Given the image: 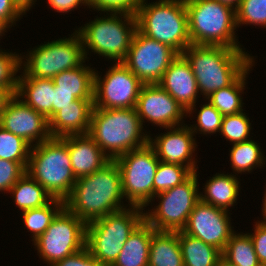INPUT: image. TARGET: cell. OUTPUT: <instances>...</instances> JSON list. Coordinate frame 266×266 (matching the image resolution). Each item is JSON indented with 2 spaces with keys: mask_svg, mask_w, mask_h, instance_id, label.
I'll list each match as a JSON object with an SVG mask.
<instances>
[{
  "mask_svg": "<svg viewBox=\"0 0 266 266\" xmlns=\"http://www.w3.org/2000/svg\"><path fill=\"white\" fill-rule=\"evenodd\" d=\"M123 199L121 173L111 160L100 170L76 180L65 207L87 224L127 208Z\"/></svg>",
  "mask_w": 266,
  "mask_h": 266,
  "instance_id": "cell-1",
  "label": "cell"
},
{
  "mask_svg": "<svg viewBox=\"0 0 266 266\" xmlns=\"http://www.w3.org/2000/svg\"><path fill=\"white\" fill-rule=\"evenodd\" d=\"M142 0H88L89 9L103 13H127L136 16Z\"/></svg>",
  "mask_w": 266,
  "mask_h": 266,
  "instance_id": "cell-39",
  "label": "cell"
},
{
  "mask_svg": "<svg viewBox=\"0 0 266 266\" xmlns=\"http://www.w3.org/2000/svg\"><path fill=\"white\" fill-rule=\"evenodd\" d=\"M21 212L48 204L52 196L27 172L8 192Z\"/></svg>",
  "mask_w": 266,
  "mask_h": 266,
  "instance_id": "cell-28",
  "label": "cell"
},
{
  "mask_svg": "<svg viewBox=\"0 0 266 266\" xmlns=\"http://www.w3.org/2000/svg\"><path fill=\"white\" fill-rule=\"evenodd\" d=\"M0 126L35 146L51 138L49 120L16 95L0 117Z\"/></svg>",
  "mask_w": 266,
  "mask_h": 266,
  "instance_id": "cell-17",
  "label": "cell"
},
{
  "mask_svg": "<svg viewBox=\"0 0 266 266\" xmlns=\"http://www.w3.org/2000/svg\"><path fill=\"white\" fill-rule=\"evenodd\" d=\"M266 185V184H265ZM263 198V200H262V216H263V218H262V216H261V219L262 220H259V222H261V223H264V224H266V189H265V193H264V196L262 197Z\"/></svg>",
  "mask_w": 266,
  "mask_h": 266,
  "instance_id": "cell-49",
  "label": "cell"
},
{
  "mask_svg": "<svg viewBox=\"0 0 266 266\" xmlns=\"http://www.w3.org/2000/svg\"><path fill=\"white\" fill-rule=\"evenodd\" d=\"M254 226V232L248 234L252 239L260 264L266 266V224L257 221Z\"/></svg>",
  "mask_w": 266,
  "mask_h": 266,
  "instance_id": "cell-42",
  "label": "cell"
},
{
  "mask_svg": "<svg viewBox=\"0 0 266 266\" xmlns=\"http://www.w3.org/2000/svg\"><path fill=\"white\" fill-rule=\"evenodd\" d=\"M20 55L0 49V87L11 90L15 95L18 88L20 70Z\"/></svg>",
  "mask_w": 266,
  "mask_h": 266,
  "instance_id": "cell-37",
  "label": "cell"
},
{
  "mask_svg": "<svg viewBox=\"0 0 266 266\" xmlns=\"http://www.w3.org/2000/svg\"><path fill=\"white\" fill-rule=\"evenodd\" d=\"M78 29V30H77ZM86 59L93 52L107 60L122 62L137 30L136 16L127 13H106L77 28ZM88 53V54H87ZM112 59V60H111Z\"/></svg>",
  "mask_w": 266,
  "mask_h": 266,
  "instance_id": "cell-6",
  "label": "cell"
},
{
  "mask_svg": "<svg viewBox=\"0 0 266 266\" xmlns=\"http://www.w3.org/2000/svg\"><path fill=\"white\" fill-rule=\"evenodd\" d=\"M198 172H193L184 182L158 193L152 199H159L158 205L148 212L144 210V220L155 231H182L188 216L200 201ZM146 212V213H145Z\"/></svg>",
  "mask_w": 266,
  "mask_h": 266,
  "instance_id": "cell-10",
  "label": "cell"
},
{
  "mask_svg": "<svg viewBox=\"0 0 266 266\" xmlns=\"http://www.w3.org/2000/svg\"><path fill=\"white\" fill-rule=\"evenodd\" d=\"M135 110L142 125L150 121L160 129L183 125L184 117L187 118V111L158 84L142 86Z\"/></svg>",
  "mask_w": 266,
  "mask_h": 266,
  "instance_id": "cell-16",
  "label": "cell"
},
{
  "mask_svg": "<svg viewBox=\"0 0 266 266\" xmlns=\"http://www.w3.org/2000/svg\"><path fill=\"white\" fill-rule=\"evenodd\" d=\"M244 111L232 115H225L222 118L220 135L231 142V144L250 140L251 132L250 118Z\"/></svg>",
  "mask_w": 266,
  "mask_h": 266,
  "instance_id": "cell-35",
  "label": "cell"
},
{
  "mask_svg": "<svg viewBox=\"0 0 266 266\" xmlns=\"http://www.w3.org/2000/svg\"><path fill=\"white\" fill-rule=\"evenodd\" d=\"M157 84L187 111V115L191 117L192 113L197 111L196 102L200 94L197 80L182 54H178L171 62Z\"/></svg>",
  "mask_w": 266,
  "mask_h": 266,
  "instance_id": "cell-19",
  "label": "cell"
},
{
  "mask_svg": "<svg viewBox=\"0 0 266 266\" xmlns=\"http://www.w3.org/2000/svg\"><path fill=\"white\" fill-rule=\"evenodd\" d=\"M148 266H184L178 231H156L152 235Z\"/></svg>",
  "mask_w": 266,
  "mask_h": 266,
  "instance_id": "cell-27",
  "label": "cell"
},
{
  "mask_svg": "<svg viewBox=\"0 0 266 266\" xmlns=\"http://www.w3.org/2000/svg\"><path fill=\"white\" fill-rule=\"evenodd\" d=\"M229 215H231L229 211L200 200L188 216L182 231L223 252L228 240L235 232Z\"/></svg>",
  "mask_w": 266,
  "mask_h": 266,
  "instance_id": "cell-15",
  "label": "cell"
},
{
  "mask_svg": "<svg viewBox=\"0 0 266 266\" xmlns=\"http://www.w3.org/2000/svg\"><path fill=\"white\" fill-rule=\"evenodd\" d=\"M200 110L197 114V124L189 125L191 132L195 135L199 132L202 135H211L216 132L219 133L223 115L210 103L206 102L202 105L200 104Z\"/></svg>",
  "mask_w": 266,
  "mask_h": 266,
  "instance_id": "cell-38",
  "label": "cell"
},
{
  "mask_svg": "<svg viewBox=\"0 0 266 266\" xmlns=\"http://www.w3.org/2000/svg\"><path fill=\"white\" fill-rule=\"evenodd\" d=\"M237 27L255 25L266 28V0H242L236 9Z\"/></svg>",
  "mask_w": 266,
  "mask_h": 266,
  "instance_id": "cell-36",
  "label": "cell"
},
{
  "mask_svg": "<svg viewBox=\"0 0 266 266\" xmlns=\"http://www.w3.org/2000/svg\"><path fill=\"white\" fill-rule=\"evenodd\" d=\"M164 133L149 136V144L154 148L160 161L173 165L188 167L192 172H197L198 165L195 155L197 142L187 124L177 127L165 128Z\"/></svg>",
  "mask_w": 266,
  "mask_h": 266,
  "instance_id": "cell-18",
  "label": "cell"
},
{
  "mask_svg": "<svg viewBox=\"0 0 266 266\" xmlns=\"http://www.w3.org/2000/svg\"><path fill=\"white\" fill-rule=\"evenodd\" d=\"M193 172L186 166L159 161L153 183V198L184 182Z\"/></svg>",
  "mask_w": 266,
  "mask_h": 266,
  "instance_id": "cell-34",
  "label": "cell"
},
{
  "mask_svg": "<svg viewBox=\"0 0 266 266\" xmlns=\"http://www.w3.org/2000/svg\"><path fill=\"white\" fill-rule=\"evenodd\" d=\"M65 207V201L53 198L48 204L21 212L23 224L35 241L52 223L56 215Z\"/></svg>",
  "mask_w": 266,
  "mask_h": 266,
  "instance_id": "cell-31",
  "label": "cell"
},
{
  "mask_svg": "<svg viewBox=\"0 0 266 266\" xmlns=\"http://www.w3.org/2000/svg\"><path fill=\"white\" fill-rule=\"evenodd\" d=\"M217 1L226 4L236 10L239 7L242 0H217Z\"/></svg>",
  "mask_w": 266,
  "mask_h": 266,
  "instance_id": "cell-48",
  "label": "cell"
},
{
  "mask_svg": "<svg viewBox=\"0 0 266 266\" xmlns=\"http://www.w3.org/2000/svg\"><path fill=\"white\" fill-rule=\"evenodd\" d=\"M75 100H77V98L74 96V92H65L54 89L53 115L63 107L70 105Z\"/></svg>",
  "mask_w": 266,
  "mask_h": 266,
  "instance_id": "cell-45",
  "label": "cell"
},
{
  "mask_svg": "<svg viewBox=\"0 0 266 266\" xmlns=\"http://www.w3.org/2000/svg\"><path fill=\"white\" fill-rule=\"evenodd\" d=\"M192 45L242 48L236 36V10L217 0H185ZM237 37V38H236Z\"/></svg>",
  "mask_w": 266,
  "mask_h": 266,
  "instance_id": "cell-4",
  "label": "cell"
},
{
  "mask_svg": "<svg viewBox=\"0 0 266 266\" xmlns=\"http://www.w3.org/2000/svg\"><path fill=\"white\" fill-rule=\"evenodd\" d=\"M255 60L249 55V67L229 86L213 92L206 101L210 102L223 116L244 111L242 94L246 89L247 75L253 69Z\"/></svg>",
  "mask_w": 266,
  "mask_h": 266,
  "instance_id": "cell-26",
  "label": "cell"
},
{
  "mask_svg": "<svg viewBox=\"0 0 266 266\" xmlns=\"http://www.w3.org/2000/svg\"><path fill=\"white\" fill-rule=\"evenodd\" d=\"M137 29L145 36L168 45L178 54L191 45L185 0H142L136 14Z\"/></svg>",
  "mask_w": 266,
  "mask_h": 266,
  "instance_id": "cell-5",
  "label": "cell"
},
{
  "mask_svg": "<svg viewBox=\"0 0 266 266\" xmlns=\"http://www.w3.org/2000/svg\"><path fill=\"white\" fill-rule=\"evenodd\" d=\"M86 223L64 207L33 245L47 266L86 247Z\"/></svg>",
  "mask_w": 266,
  "mask_h": 266,
  "instance_id": "cell-12",
  "label": "cell"
},
{
  "mask_svg": "<svg viewBox=\"0 0 266 266\" xmlns=\"http://www.w3.org/2000/svg\"><path fill=\"white\" fill-rule=\"evenodd\" d=\"M22 15L11 0H0V20L4 21L10 29L18 20L20 21Z\"/></svg>",
  "mask_w": 266,
  "mask_h": 266,
  "instance_id": "cell-43",
  "label": "cell"
},
{
  "mask_svg": "<svg viewBox=\"0 0 266 266\" xmlns=\"http://www.w3.org/2000/svg\"><path fill=\"white\" fill-rule=\"evenodd\" d=\"M155 232L144 220L128 237L111 266H148L151 238Z\"/></svg>",
  "mask_w": 266,
  "mask_h": 266,
  "instance_id": "cell-24",
  "label": "cell"
},
{
  "mask_svg": "<svg viewBox=\"0 0 266 266\" xmlns=\"http://www.w3.org/2000/svg\"><path fill=\"white\" fill-rule=\"evenodd\" d=\"M144 209L129 206L86 225V247L105 266H111L124 243L144 221Z\"/></svg>",
  "mask_w": 266,
  "mask_h": 266,
  "instance_id": "cell-8",
  "label": "cell"
},
{
  "mask_svg": "<svg viewBox=\"0 0 266 266\" xmlns=\"http://www.w3.org/2000/svg\"><path fill=\"white\" fill-rule=\"evenodd\" d=\"M50 8L55 10V12L60 13H69L70 11H74V9H78L82 5L87 6L89 8L88 0H47Z\"/></svg>",
  "mask_w": 266,
  "mask_h": 266,
  "instance_id": "cell-44",
  "label": "cell"
},
{
  "mask_svg": "<svg viewBox=\"0 0 266 266\" xmlns=\"http://www.w3.org/2000/svg\"><path fill=\"white\" fill-rule=\"evenodd\" d=\"M260 148V144L252 139L232 144L229 161L234 175L251 173L254 168L265 167V153Z\"/></svg>",
  "mask_w": 266,
  "mask_h": 266,
  "instance_id": "cell-30",
  "label": "cell"
},
{
  "mask_svg": "<svg viewBox=\"0 0 266 266\" xmlns=\"http://www.w3.org/2000/svg\"><path fill=\"white\" fill-rule=\"evenodd\" d=\"M66 145L76 179L103 168L111 160L88 134L59 137Z\"/></svg>",
  "mask_w": 266,
  "mask_h": 266,
  "instance_id": "cell-20",
  "label": "cell"
},
{
  "mask_svg": "<svg viewBox=\"0 0 266 266\" xmlns=\"http://www.w3.org/2000/svg\"><path fill=\"white\" fill-rule=\"evenodd\" d=\"M216 266H235L234 264L230 263L228 260H226L223 256L219 258L217 261Z\"/></svg>",
  "mask_w": 266,
  "mask_h": 266,
  "instance_id": "cell-51",
  "label": "cell"
},
{
  "mask_svg": "<svg viewBox=\"0 0 266 266\" xmlns=\"http://www.w3.org/2000/svg\"><path fill=\"white\" fill-rule=\"evenodd\" d=\"M52 266H105L94 258L87 247L65 257Z\"/></svg>",
  "mask_w": 266,
  "mask_h": 266,
  "instance_id": "cell-41",
  "label": "cell"
},
{
  "mask_svg": "<svg viewBox=\"0 0 266 266\" xmlns=\"http://www.w3.org/2000/svg\"><path fill=\"white\" fill-rule=\"evenodd\" d=\"M26 172L55 199L65 201L76 177L71 167L67 145L59 137L31 147Z\"/></svg>",
  "mask_w": 266,
  "mask_h": 266,
  "instance_id": "cell-7",
  "label": "cell"
},
{
  "mask_svg": "<svg viewBox=\"0 0 266 266\" xmlns=\"http://www.w3.org/2000/svg\"><path fill=\"white\" fill-rule=\"evenodd\" d=\"M54 89L52 79L18 77L16 96L49 120L53 116Z\"/></svg>",
  "mask_w": 266,
  "mask_h": 266,
  "instance_id": "cell-22",
  "label": "cell"
},
{
  "mask_svg": "<svg viewBox=\"0 0 266 266\" xmlns=\"http://www.w3.org/2000/svg\"><path fill=\"white\" fill-rule=\"evenodd\" d=\"M10 30V27L2 20H0V38L2 39V36L5 35V32H7V30Z\"/></svg>",
  "mask_w": 266,
  "mask_h": 266,
  "instance_id": "cell-50",
  "label": "cell"
},
{
  "mask_svg": "<svg viewBox=\"0 0 266 266\" xmlns=\"http://www.w3.org/2000/svg\"><path fill=\"white\" fill-rule=\"evenodd\" d=\"M25 173L19 162L0 159V192L7 194Z\"/></svg>",
  "mask_w": 266,
  "mask_h": 266,
  "instance_id": "cell-40",
  "label": "cell"
},
{
  "mask_svg": "<svg viewBox=\"0 0 266 266\" xmlns=\"http://www.w3.org/2000/svg\"><path fill=\"white\" fill-rule=\"evenodd\" d=\"M242 233L234 232L231 235L222 256L235 266H262L250 235L248 232Z\"/></svg>",
  "mask_w": 266,
  "mask_h": 266,
  "instance_id": "cell-32",
  "label": "cell"
},
{
  "mask_svg": "<svg viewBox=\"0 0 266 266\" xmlns=\"http://www.w3.org/2000/svg\"><path fill=\"white\" fill-rule=\"evenodd\" d=\"M143 131L135 108H93L88 135L110 160H115L149 143L151 134Z\"/></svg>",
  "mask_w": 266,
  "mask_h": 266,
  "instance_id": "cell-3",
  "label": "cell"
},
{
  "mask_svg": "<svg viewBox=\"0 0 266 266\" xmlns=\"http://www.w3.org/2000/svg\"><path fill=\"white\" fill-rule=\"evenodd\" d=\"M112 65L103 77L95 70L94 108H135L144 83L122 62H116Z\"/></svg>",
  "mask_w": 266,
  "mask_h": 266,
  "instance_id": "cell-13",
  "label": "cell"
},
{
  "mask_svg": "<svg viewBox=\"0 0 266 266\" xmlns=\"http://www.w3.org/2000/svg\"><path fill=\"white\" fill-rule=\"evenodd\" d=\"M184 266H216L222 252L202 240L178 231Z\"/></svg>",
  "mask_w": 266,
  "mask_h": 266,
  "instance_id": "cell-29",
  "label": "cell"
},
{
  "mask_svg": "<svg viewBox=\"0 0 266 266\" xmlns=\"http://www.w3.org/2000/svg\"><path fill=\"white\" fill-rule=\"evenodd\" d=\"M31 147L23 138L0 126V159L19 162L26 169Z\"/></svg>",
  "mask_w": 266,
  "mask_h": 266,
  "instance_id": "cell-33",
  "label": "cell"
},
{
  "mask_svg": "<svg viewBox=\"0 0 266 266\" xmlns=\"http://www.w3.org/2000/svg\"><path fill=\"white\" fill-rule=\"evenodd\" d=\"M14 95L15 94L11 90L0 87V117L6 109L8 102L13 98Z\"/></svg>",
  "mask_w": 266,
  "mask_h": 266,
  "instance_id": "cell-46",
  "label": "cell"
},
{
  "mask_svg": "<svg viewBox=\"0 0 266 266\" xmlns=\"http://www.w3.org/2000/svg\"><path fill=\"white\" fill-rule=\"evenodd\" d=\"M95 69L83 63L74 69L58 73L52 79L55 90L74 92L77 99L93 100Z\"/></svg>",
  "mask_w": 266,
  "mask_h": 266,
  "instance_id": "cell-25",
  "label": "cell"
},
{
  "mask_svg": "<svg viewBox=\"0 0 266 266\" xmlns=\"http://www.w3.org/2000/svg\"><path fill=\"white\" fill-rule=\"evenodd\" d=\"M182 55L190 64L203 98L231 85L249 67V54L244 49L191 44Z\"/></svg>",
  "mask_w": 266,
  "mask_h": 266,
  "instance_id": "cell-2",
  "label": "cell"
},
{
  "mask_svg": "<svg viewBox=\"0 0 266 266\" xmlns=\"http://www.w3.org/2000/svg\"><path fill=\"white\" fill-rule=\"evenodd\" d=\"M204 185L203 191L200 192L202 202L227 211L237 203L241 188L237 175L228 172L216 173Z\"/></svg>",
  "mask_w": 266,
  "mask_h": 266,
  "instance_id": "cell-23",
  "label": "cell"
},
{
  "mask_svg": "<svg viewBox=\"0 0 266 266\" xmlns=\"http://www.w3.org/2000/svg\"><path fill=\"white\" fill-rule=\"evenodd\" d=\"M12 3L17 7V9L25 15L26 12H28L33 5L35 6V3L37 0H11Z\"/></svg>",
  "mask_w": 266,
  "mask_h": 266,
  "instance_id": "cell-47",
  "label": "cell"
},
{
  "mask_svg": "<svg viewBox=\"0 0 266 266\" xmlns=\"http://www.w3.org/2000/svg\"><path fill=\"white\" fill-rule=\"evenodd\" d=\"M178 53L136 30L122 63L144 84H157Z\"/></svg>",
  "mask_w": 266,
  "mask_h": 266,
  "instance_id": "cell-14",
  "label": "cell"
},
{
  "mask_svg": "<svg viewBox=\"0 0 266 266\" xmlns=\"http://www.w3.org/2000/svg\"><path fill=\"white\" fill-rule=\"evenodd\" d=\"M114 161L121 173L122 191L127 205L146 209L152 204L154 177L160 161L154 148L148 143Z\"/></svg>",
  "mask_w": 266,
  "mask_h": 266,
  "instance_id": "cell-11",
  "label": "cell"
},
{
  "mask_svg": "<svg viewBox=\"0 0 266 266\" xmlns=\"http://www.w3.org/2000/svg\"><path fill=\"white\" fill-rule=\"evenodd\" d=\"M93 108V100L77 99L60 109L49 119L51 137L88 134Z\"/></svg>",
  "mask_w": 266,
  "mask_h": 266,
  "instance_id": "cell-21",
  "label": "cell"
},
{
  "mask_svg": "<svg viewBox=\"0 0 266 266\" xmlns=\"http://www.w3.org/2000/svg\"><path fill=\"white\" fill-rule=\"evenodd\" d=\"M31 49L26 55L20 54L23 72L19 77L53 79L58 73L74 69L87 60L81 36L76 29L68 38L44 42Z\"/></svg>",
  "mask_w": 266,
  "mask_h": 266,
  "instance_id": "cell-9",
  "label": "cell"
}]
</instances>
